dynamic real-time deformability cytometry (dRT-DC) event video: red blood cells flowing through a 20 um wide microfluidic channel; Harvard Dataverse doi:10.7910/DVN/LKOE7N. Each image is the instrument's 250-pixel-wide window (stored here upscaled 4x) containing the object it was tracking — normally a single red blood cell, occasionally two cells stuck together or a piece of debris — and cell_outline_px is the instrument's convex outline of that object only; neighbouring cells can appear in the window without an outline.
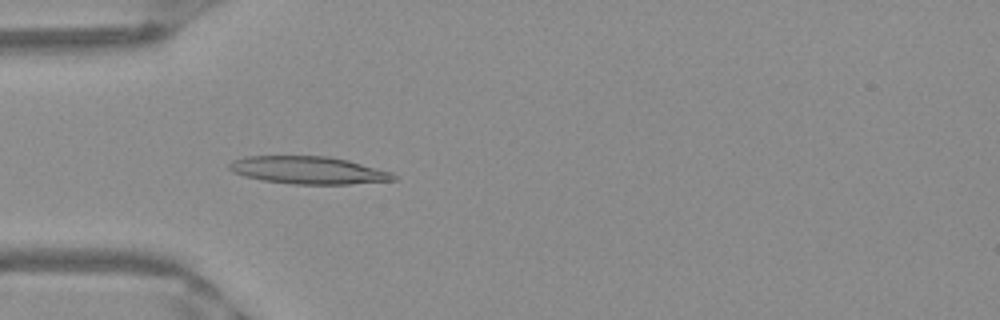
{"species": "Egyptian fruit bat (a non-hibernating species)", "species_latin": "Rousettus aegyptiacus", "temperature_condition": "warm", "stored_images_in_passage": 41, "camera_frame_rate_fps": 3000, "um_per_image_px": 0.085, "frame": {"image": 1, "passage_image": 6, "time_ms": 1.667, "image_size_px": [1000, 320], "cell_outline_px": [[396, 180], [348, 184], [292, 184], [260, 180], [244, 176], [232, 172], [228, 168], [228, 164], [232, 160], [244, 156], [328, 156], [348, 160], [392, 172], [396, 176]], "centroid_in_image_um": [26.17, 14.46], "position_along_channel_um": 58.8, "area_um2": 26.53}}
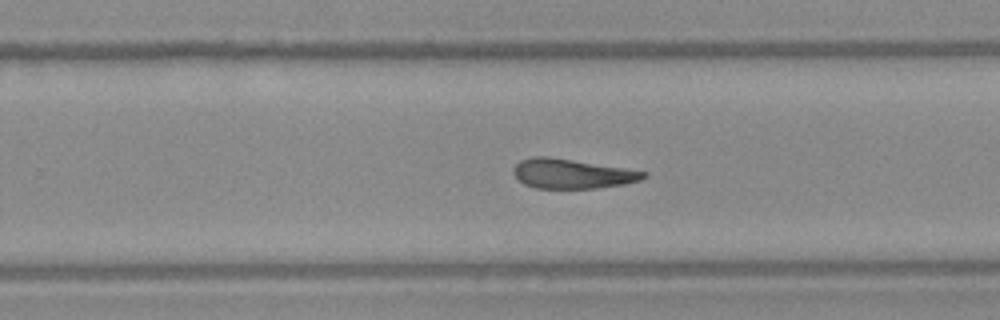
{"frame": {"image": 2, "passage_image": 23, "time_ms": 7.333, "image_size_px": [1000, 320], "cell_outline_px": [[648, 176], [640, 180], [624, 184], [596, 188], [536, 188], [524, 184], [512, 172], [512, 168], [520, 160], [532, 156], [548, 156], [624, 168], [648, 172]], "centroid_in_image_um": [48.6, 14.76], "position_along_channel_um": 281.2, "area_um2": 22.37}}
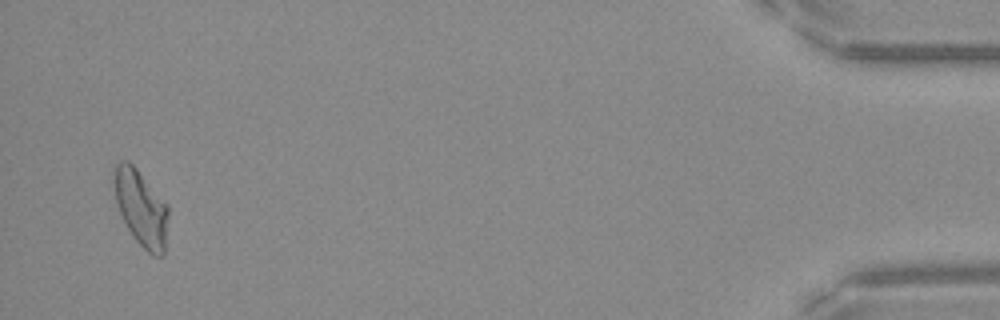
{"frame": {"image": 3, "passage_image": 40, "time_ms": 13.0, "image_size_px": [1000, 320], "cell_outline_px": [[168, 216], [164, 256], [152, 256], [132, 236], [120, 212], [116, 200], [112, 180], [112, 168], [120, 160], [128, 160], [136, 168], [168, 204]], "centroid_in_image_um": [11.98, 17.65], "position_along_channel_um": 423.2, "area_um2": 24.22}, "authors_computed_cell_mechanics": {"area_um2": 23.409, "velocity_mm_per_s": 3.9693, "shape_relaxation_time_tau1_ms": null, "shape_relaxation_time_tau2_ms": 6.4011, "deformation_change_tau1": null, "deformation_change_tau2": 0.1916}}